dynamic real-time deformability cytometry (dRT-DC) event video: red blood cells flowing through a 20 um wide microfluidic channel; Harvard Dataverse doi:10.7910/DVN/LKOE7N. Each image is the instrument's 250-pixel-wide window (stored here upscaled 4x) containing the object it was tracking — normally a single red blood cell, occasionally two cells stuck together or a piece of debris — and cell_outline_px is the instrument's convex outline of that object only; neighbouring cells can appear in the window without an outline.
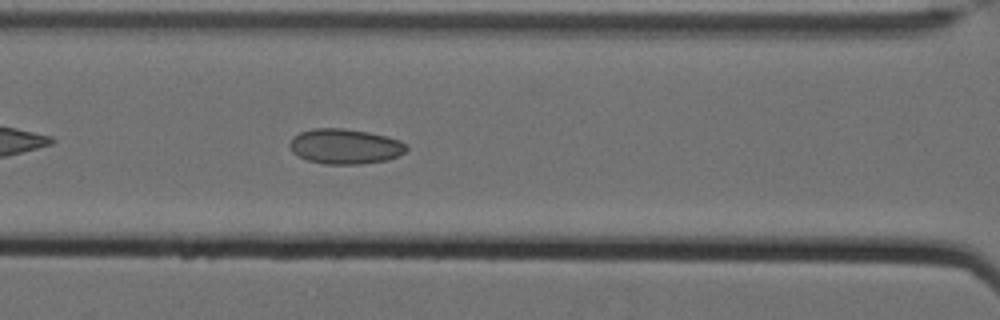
{"species": "Egyptian fruit bat (a non-hibernating species)", "species_latin": "Rousettus aegyptiacus", "temperature_condition": "cold", "stored_images_in_passage": 41, "camera_frame_rate_fps": 3000, "um_per_image_px": 0.085, "animal": {"sex": "female"}, "frame": {"image": 1, "passage_image": 9, "time_ms": 2.667, "image_size_px": [1000, 320], "cell_outline_px": [[408, 148], [404, 152], [388, 160], [360, 164], [324, 164], [308, 160], [292, 152], [288, 144], [292, 136], [300, 132], [312, 128], [344, 128], [368, 132], [400, 140], [408, 144]], "centroid_in_image_um": [29.31, 12.44], "position_along_channel_um": 137.3, "area_um2": 23.99}}
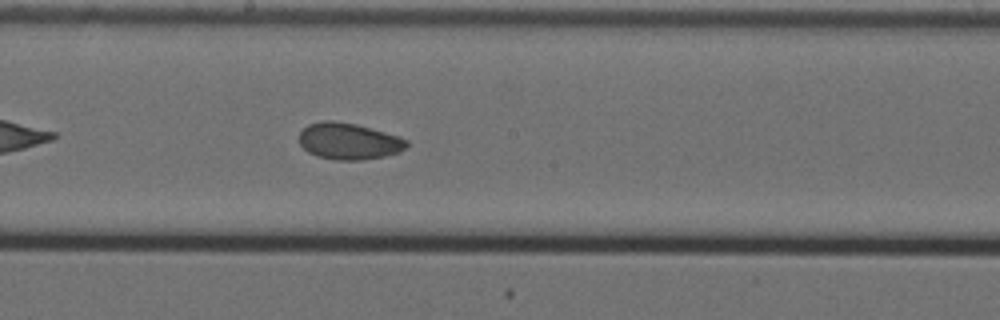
{"frame": {"image": 2, "passage_image": 16, "time_ms": 5.0, "image_size_px": [1000, 320], "cell_outline_px": [[408, 144], [400, 152], [384, 156], [364, 160], [336, 160], [316, 156], [308, 152], [300, 144], [300, 132], [308, 124], [324, 120], [332, 120], [356, 124], [400, 136], [408, 140]], "centroid_in_image_um": [29.65, 12.0], "position_along_channel_um": 218.5, "area_um2": 22.95}}
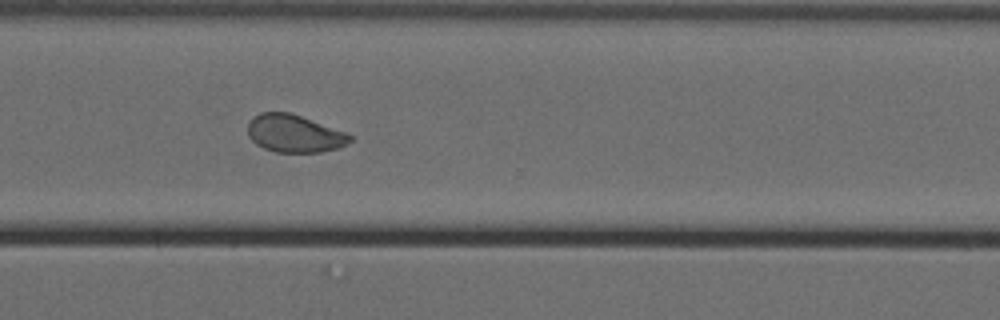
{"frame": {"image": 3, "passage_image": 27, "time_ms": 8.667, "image_size_px": [1000, 320], "cell_outline_px": [[352, 140], [336, 148], [320, 152], [276, 152], [264, 148], [256, 144], [248, 136], [248, 120], [252, 116], [260, 112], [288, 112], [300, 116], [344, 132], [352, 136]], "centroid_in_image_um": [24.94, 11.34], "position_along_channel_um": 345.7, "area_um2": 22.14}, "authors_computed_cell_mechanics": {"area_um2": 22.9466, "velocity_mm_per_s": 3.477, "shape_relaxation_time_tau1_ms": 8.0139, "shape_relaxation_time_tau2_ms": 2.8403, "deformation_change_tau1": 0.123, "deformation_change_tau2": 0.0571}}